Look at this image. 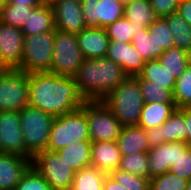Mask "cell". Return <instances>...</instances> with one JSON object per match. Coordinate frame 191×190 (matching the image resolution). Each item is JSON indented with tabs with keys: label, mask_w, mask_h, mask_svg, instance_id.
Returning <instances> with one entry per match:
<instances>
[{
	"label": "cell",
	"mask_w": 191,
	"mask_h": 190,
	"mask_svg": "<svg viewBox=\"0 0 191 190\" xmlns=\"http://www.w3.org/2000/svg\"><path fill=\"white\" fill-rule=\"evenodd\" d=\"M91 144V140H76L56 152L76 173L82 168L91 166Z\"/></svg>",
	"instance_id": "44dd1931"
},
{
	"label": "cell",
	"mask_w": 191,
	"mask_h": 190,
	"mask_svg": "<svg viewBox=\"0 0 191 190\" xmlns=\"http://www.w3.org/2000/svg\"><path fill=\"white\" fill-rule=\"evenodd\" d=\"M162 144L167 142H186L187 130L184 120V109L177 108L161 125Z\"/></svg>",
	"instance_id": "d4e9b609"
},
{
	"label": "cell",
	"mask_w": 191,
	"mask_h": 190,
	"mask_svg": "<svg viewBox=\"0 0 191 190\" xmlns=\"http://www.w3.org/2000/svg\"><path fill=\"white\" fill-rule=\"evenodd\" d=\"M184 109V120L187 130V144L191 146V108L185 106Z\"/></svg>",
	"instance_id": "f6af8a7d"
},
{
	"label": "cell",
	"mask_w": 191,
	"mask_h": 190,
	"mask_svg": "<svg viewBox=\"0 0 191 190\" xmlns=\"http://www.w3.org/2000/svg\"><path fill=\"white\" fill-rule=\"evenodd\" d=\"M103 190H127V189L122 185L118 184L109 174H107L103 182Z\"/></svg>",
	"instance_id": "ee69618b"
},
{
	"label": "cell",
	"mask_w": 191,
	"mask_h": 190,
	"mask_svg": "<svg viewBox=\"0 0 191 190\" xmlns=\"http://www.w3.org/2000/svg\"><path fill=\"white\" fill-rule=\"evenodd\" d=\"M32 166V158L0 153V190H14Z\"/></svg>",
	"instance_id": "9a60e30c"
},
{
	"label": "cell",
	"mask_w": 191,
	"mask_h": 190,
	"mask_svg": "<svg viewBox=\"0 0 191 190\" xmlns=\"http://www.w3.org/2000/svg\"><path fill=\"white\" fill-rule=\"evenodd\" d=\"M23 46L22 29L0 21V62L5 69L20 68Z\"/></svg>",
	"instance_id": "4fadbf2b"
},
{
	"label": "cell",
	"mask_w": 191,
	"mask_h": 190,
	"mask_svg": "<svg viewBox=\"0 0 191 190\" xmlns=\"http://www.w3.org/2000/svg\"><path fill=\"white\" fill-rule=\"evenodd\" d=\"M139 75L143 79L151 80L154 84L163 85V88L174 91L176 79L161 66L158 60L147 61Z\"/></svg>",
	"instance_id": "f1b7e54d"
},
{
	"label": "cell",
	"mask_w": 191,
	"mask_h": 190,
	"mask_svg": "<svg viewBox=\"0 0 191 190\" xmlns=\"http://www.w3.org/2000/svg\"><path fill=\"white\" fill-rule=\"evenodd\" d=\"M85 101L73 77L51 72L29 74V105L43 112L57 117L81 108Z\"/></svg>",
	"instance_id": "6da1fadb"
},
{
	"label": "cell",
	"mask_w": 191,
	"mask_h": 190,
	"mask_svg": "<svg viewBox=\"0 0 191 190\" xmlns=\"http://www.w3.org/2000/svg\"><path fill=\"white\" fill-rule=\"evenodd\" d=\"M147 153L150 178L164 174L178 159L179 142H167L151 147Z\"/></svg>",
	"instance_id": "ac0fdd59"
},
{
	"label": "cell",
	"mask_w": 191,
	"mask_h": 190,
	"mask_svg": "<svg viewBox=\"0 0 191 190\" xmlns=\"http://www.w3.org/2000/svg\"><path fill=\"white\" fill-rule=\"evenodd\" d=\"M7 4L28 5L29 7H37L40 5L38 0H6Z\"/></svg>",
	"instance_id": "bcb514c9"
},
{
	"label": "cell",
	"mask_w": 191,
	"mask_h": 190,
	"mask_svg": "<svg viewBox=\"0 0 191 190\" xmlns=\"http://www.w3.org/2000/svg\"><path fill=\"white\" fill-rule=\"evenodd\" d=\"M150 3L157 17H165L177 12L180 0H150Z\"/></svg>",
	"instance_id": "60d3db41"
},
{
	"label": "cell",
	"mask_w": 191,
	"mask_h": 190,
	"mask_svg": "<svg viewBox=\"0 0 191 190\" xmlns=\"http://www.w3.org/2000/svg\"><path fill=\"white\" fill-rule=\"evenodd\" d=\"M3 69L5 68L1 65V62H0V71H2Z\"/></svg>",
	"instance_id": "816d5d0a"
},
{
	"label": "cell",
	"mask_w": 191,
	"mask_h": 190,
	"mask_svg": "<svg viewBox=\"0 0 191 190\" xmlns=\"http://www.w3.org/2000/svg\"><path fill=\"white\" fill-rule=\"evenodd\" d=\"M173 97L176 108H182L191 103V62L184 73L176 79Z\"/></svg>",
	"instance_id": "d590c367"
},
{
	"label": "cell",
	"mask_w": 191,
	"mask_h": 190,
	"mask_svg": "<svg viewBox=\"0 0 191 190\" xmlns=\"http://www.w3.org/2000/svg\"><path fill=\"white\" fill-rule=\"evenodd\" d=\"M19 114L26 153L33 158L38 152L47 149L50 130L56 117L31 105L24 107Z\"/></svg>",
	"instance_id": "277c9868"
},
{
	"label": "cell",
	"mask_w": 191,
	"mask_h": 190,
	"mask_svg": "<svg viewBox=\"0 0 191 190\" xmlns=\"http://www.w3.org/2000/svg\"><path fill=\"white\" fill-rule=\"evenodd\" d=\"M163 18L166 20L173 36L174 46L191 54V26L178 12H174Z\"/></svg>",
	"instance_id": "4316f807"
},
{
	"label": "cell",
	"mask_w": 191,
	"mask_h": 190,
	"mask_svg": "<svg viewBox=\"0 0 191 190\" xmlns=\"http://www.w3.org/2000/svg\"><path fill=\"white\" fill-rule=\"evenodd\" d=\"M132 45L145 62L157 60V46L148 28L140 29L132 36Z\"/></svg>",
	"instance_id": "e575fe53"
},
{
	"label": "cell",
	"mask_w": 191,
	"mask_h": 190,
	"mask_svg": "<svg viewBox=\"0 0 191 190\" xmlns=\"http://www.w3.org/2000/svg\"><path fill=\"white\" fill-rule=\"evenodd\" d=\"M188 180L167 171L150 178L149 190H186Z\"/></svg>",
	"instance_id": "8d00e7d4"
},
{
	"label": "cell",
	"mask_w": 191,
	"mask_h": 190,
	"mask_svg": "<svg viewBox=\"0 0 191 190\" xmlns=\"http://www.w3.org/2000/svg\"><path fill=\"white\" fill-rule=\"evenodd\" d=\"M81 7L87 27L106 28L124 17L125 6L117 0H81Z\"/></svg>",
	"instance_id": "8fae6325"
},
{
	"label": "cell",
	"mask_w": 191,
	"mask_h": 190,
	"mask_svg": "<svg viewBox=\"0 0 191 190\" xmlns=\"http://www.w3.org/2000/svg\"><path fill=\"white\" fill-rule=\"evenodd\" d=\"M83 60L76 33L56 30L51 73L73 77Z\"/></svg>",
	"instance_id": "9c48e42d"
},
{
	"label": "cell",
	"mask_w": 191,
	"mask_h": 190,
	"mask_svg": "<svg viewBox=\"0 0 191 190\" xmlns=\"http://www.w3.org/2000/svg\"><path fill=\"white\" fill-rule=\"evenodd\" d=\"M161 137V126L152 129H146V139L149 148L162 144Z\"/></svg>",
	"instance_id": "b9f144b4"
},
{
	"label": "cell",
	"mask_w": 191,
	"mask_h": 190,
	"mask_svg": "<svg viewBox=\"0 0 191 190\" xmlns=\"http://www.w3.org/2000/svg\"><path fill=\"white\" fill-rule=\"evenodd\" d=\"M119 1L121 4H123L124 6L131 3L133 0H117Z\"/></svg>",
	"instance_id": "c3c4849f"
},
{
	"label": "cell",
	"mask_w": 191,
	"mask_h": 190,
	"mask_svg": "<svg viewBox=\"0 0 191 190\" xmlns=\"http://www.w3.org/2000/svg\"><path fill=\"white\" fill-rule=\"evenodd\" d=\"M169 171L185 180L191 179V146L186 142H179L178 159Z\"/></svg>",
	"instance_id": "f35d334b"
},
{
	"label": "cell",
	"mask_w": 191,
	"mask_h": 190,
	"mask_svg": "<svg viewBox=\"0 0 191 190\" xmlns=\"http://www.w3.org/2000/svg\"><path fill=\"white\" fill-rule=\"evenodd\" d=\"M177 12L191 26V0L181 1Z\"/></svg>",
	"instance_id": "7bdbcfd3"
},
{
	"label": "cell",
	"mask_w": 191,
	"mask_h": 190,
	"mask_svg": "<svg viewBox=\"0 0 191 190\" xmlns=\"http://www.w3.org/2000/svg\"><path fill=\"white\" fill-rule=\"evenodd\" d=\"M6 3V0H0V8Z\"/></svg>",
	"instance_id": "f907efd6"
},
{
	"label": "cell",
	"mask_w": 191,
	"mask_h": 190,
	"mask_svg": "<svg viewBox=\"0 0 191 190\" xmlns=\"http://www.w3.org/2000/svg\"><path fill=\"white\" fill-rule=\"evenodd\" d=\"M146 27H136L125 17L116 20L113 24L108 25L105 30L110 41L132 42V36Z\"/></svg>",
	"instance_id": "836d02e7"
},
{
	"label": "cell",
	"mask_w": 191,
	"mask_h": 190,
	"mask_svg": "<svg viewBox=\"0 0 191 190\" xmlns=\"http://www.w3.org/2000/svg\"><path fill=\"white\" fill-rule=\"evenodd\" d=\"M81 108L86 113L91 142L117 140L123 126L102 100H86Z\"/></svg>",
	"instance_id": "ba28073f"
},
{
	"label": "cell",
	"mask_w": 191,
	"mask_h": 190,
	"mask_svg": "<svg viewBox=\"0 0 191 190\" xmlns=\"http://www.w3.org/2000/svg\"><path fill=\"white\" fill-rule=\"evenodd\" d=\"M24 37L56 31L52 5L40 4L29 12L26 24L21 28Z\"/></svg>",
	"instance_id": "ffe728a7"
},
{
	"label": "cell",
	"mask_w": 191,
	"mask_h": 190,
	"mask_svg": "<svg viewBox=\"0 0 191 190\" xmlns=\"http://www.w3.org/2000/svg\"><path fill=\"white\" fill-rule=\"evenodd\" d=\"M76 36L84 59L104 58L107 56L110 40L105 28L86 27Z\"/></svg>",
	"instance_id": "e0dca14e"
},
{
	"label": "cell",
	"mask_w": 191,
	"mask_h": 190,
	"mask_svg": "<svg viewBox=\"0 0 191 190\" xmlns=\"http://www.w3.org/2000/svg\"><path fill=\"white\" fill-rule=\"evenodd\" d=\"M52 8L56 30L77 34L87 27L83 19L81 0H56Z\"/></svg>",
	"instance_id": "5bb4252c"
},
{
	"label": "cell",
	"mask_w": 191,
	"mask_h": 190,
	"mask_svg": "<svg viewBox=\"0 0 191 190\" xmlns=\"http://www.w3.org/2000/svg\"><path fill=\"white\" fill-rule=\"evenodd\" d=\"M106 57L120 65L130 77L138 75L146 63L138 54L132 42L110 41Z\"/></svg>",
	"instance_id": "2e32d148"
},
{
	"label": "cell",
	"mask_w": 191,
	"mask_h": 190,
	"mask_svg": "<svg viewBox=\"0 0 191 190\" xmlns=\"http://www.w3.org/2000/svg\"><path fill=\"white\" fill-rule=\"evenodd\" d=\"M124 17L136 27L148 28L158 18L150 0H133L125 5Z\"/></svg>",
	"instance_id": "cb8c5ba5"
},
{
	"label": "cell",
	"mask_w": 191,
	"mask_h": 190,
	"mask_svg": "<svg viewBox=\"0 0 191 190\" xmlns=\"http://www.w3.org/2000/svg\"><path fill=\"white\" fill-rule=\"evenodd\" d=\"M14 190H52L43 176L31 166Z\"/></svg>",
	"instance_id": "ab89813d"
},
{
	"label": "cell",
	"mask_w": 191,
	"mask_h": 190,
	"mask_svg": "<svg viewBox=\"0 0 191 190\" xmlns=\"http://www.w3.org/2000/svg\"><path fill=\"white\" fill-rule=\"evenodd\" d=\"M0 151L31 158L26 153L20 114L17 111H0Z\"/></svg>",
	"instance_id": "7c38bea8"
},
{
	"label": "cell",
	"mask_w": 191,
	"mask_h": 190,
	"mask_svg": "<svg viewBox=\"0 0 191 190\" xmlns=\"http://www.w3.org/2000/svg\"><path fill=\"white\" fill-rule=\"evenodd\" d=\"M127 78L123 68L107 57L84 59L73 75L85 100H102Z\"/></svg>",
	"instance_id": "7a4b0ae2"
},
{
	"label": "cell",
	"mask_w": 191,
	"mask_h": 190,
	"mask_svg": "<svg viewBox=\"0 0 191 190\" xmlns=\"http://www.w3.org/2000/svg\"><path fill=\"white\" fill-rule=\"evenodd\" d=\"M76 140H90L87 117L82 108L54 119L46 150L57 151Z\"/></svg>",
	"instance_id": "5b68a950"
},
{
	"label": "cell",
	"mask_w": 191,
	"mask_h": 190,
	"mask_svg": "<svg viewBox=\"0 0 191 190\" xmlns=\"http://www.w3.org/2000/svg\"><path fill=\"white\" fill-rule=\"evenodd\" d=\"M102 102L112 111L123 127L138 126L145 104L139 83L130 77L110 91Z\"/></svg>",
	"instance_id": "3957f363"
},
{
	"label": "cell",
	"mask_w": 191,
	"mask_h": 190,
	"mask_svg": "<svg viewBox=\"0 0 191 190\" xmlns=\"http://www.w3.org/2000/svg\"><path fill=\"white\" fill-rule=\"evenodd\" d=\"M157 60L161 66L170 72L171 76L177 79L184 73L185 68L191 62V54L173 46L165 50Z\"/></svg>",
	"instance_id": "484cf974"
},
{
	"label": "cell",
	"mask_w": 191,
	"mask_h": 190,
	"mask_svg": "<svg viewBox=\"0 0 191 190\" xmlns=\"http://www.w3.org/2000/svg\"><path fill=\"white\" fill-rule=\"evenodd\" d=\"M55 31L24 37L20 68L30 74L51 72Z\"/></svg>",
	"instance_id": "8992f818"
},
{
	"label": "cell",
	"mask_w": 191,
	"mask_h": 190,
	"mask_svg": "<svg viewBox=\"0 0 191 190\" xmlns=\"http://www.w3.org/2000/svg\"><path fill=\"white\" fill-rule=\"evenodd\" d=\"M90 156L91 166L107 174L117 169L121 160L117 141L92 142Z\"/></svg>",
	"instance_id": "d6986e66"
},
{
	"label": "cell",
	"mask_w": 191,
	"mask_h": 190,
	"mask_svg": "<svg viewBox=\"0 0 191 190\" xmlns=\"http://www.w3.org/2000/svg\"><path fill=\"white\" fill-rule=\"evenodd\" d=\"M134 77L139 83L145 103H175L173 92L171 90L163 88V85L154 84L151 80L143 79L139 74Z\"/></svg>",
	"instance_id": "f546056e"
},
{
	"label": "cell",
	"mask_w": 191,
	"mask_h": 190,
	"mask_svg": "<svg viewBox=\"0 0 191 190\" xmlns=\"http://www.w3.org/2000/svg\"><path fill=\"white\" fill-rule=\"evenodd\" d=\"M35 7L5 3L0 8V21L16 28H22L29 18V12Z\"/></svg>",
	"instance_id": "1f68e13d"
},
{
	"label": "cell",
	"mask_w": 191,
	"mask_h": 190,
	"mask_svg": "<svg viewBox=\"0 0 191 190\" xmlns=\"http://www.w3.org/2000/svg\"><path fill=\"white\" fill-rule=\"evenodd\" d=\"M150 37H153L157 46V59L165 50L174 46V39L163 17H158L154 23L148 27Z\"/></svg>",
	"instance_id": "4dcf8cb0"
},
{
	"label": "cell",
	"mask_w": 191,
	"mask_h": 190,
	"mask_svg": "<svg viewBox=\"0 0 191 190\" xmlns=\"http://www.w3.org/2000/svg\"><path fill=\"white\" fill-rule=\"evenodd\" d=\"M186 190H191V179L187 183V188Z\"/></svg>",
	"instance_id": "681fc988"
},
{
	"label": "cell",
	"mask_w": 191,
	"mask_h": 190,
	"mask_svg": "<svg viewBox=\"0 0 191 190\" xmlns=\"http://www.w3.org/2000/svg\"><path fill=\"white\" fill-rule=\"evenodd\" d=\"M40 4L52 5L56 0H38Z\"/></svg>",
	"instance_id": "7dc6e473"
},
{
	"label": "cell",
	"mask_w": 191,
	"mask_h": 190,
	"mask_svg": "<svg viewBox=\"0 0 191 190\" xmlns=\"http://www.w3.org/2000/svg\"><path fill=\"white\" fill-rule=\"evenodd\" d=\"M109 175L127 190H149L150 179L134 175L132 173L115 169Z\"/></svg>",
	"instance_id": "74e56055"
},
{
	"label": "cell",
	"mask_w": 191,
	"mask_h": 190,
	"mask_svg": "<svg viewBox=\"0 0 191 190\" xmlns=\"http://www.w3.org/2000/svg\"><path fill=\"white\" fill-rule=\"evenodd\" d=\"M32 166L43 176L52 190H70L75 172L56 151L38 152L32 158Z\"/></svg>",
	"instance_id": "30bf717a"
},
{
	"label": "cell",
	"mask_w": 191,
	"mask_h": 190,
	"mask_svg": "<svg viewBox=\"0 0 191 190\" xmlns=\"http://www.w3.org/2000/svg\"><path fill=\"white\" fill-rule=\"evenodd\" d=\"M118 169L150 179V172L148 168V153L134 152L127 156H121Z\"/></svg>",
	"instance_id": "d6a6232c"
},
{
	"label": "cell",
	"mask_w": 191,
	"mask_h": 190,
	"mask_svg": "<svg viewBox=\"0 0 191 190\" xmlns=\"http://www.w3.org/2000/svg\"><path fill=\"white\" fill-rule=\"evenodd\" d=\"M29 105V74L18 68L0 71V111L20 112Z\"/></svg>",
	"instance_id": "52a82bcc"
},
{
	"label": "cell",
	"mask_w": 191,
	"mask_h": 190,
	"mask_svg": "<svg viewBox=\"0 0 191 190\" xmlns=\"http://www.w3.org/2000/svg\"><path fill=\"white\" fill-rule=\"evenodd\" d=\"M175 103H145L139 119V127L152 129L161 126L176 110Z\"/></svg>",
	"instance_id": "603a6c76"
},
{
	"label": "cell",
	"mask_w": 191,
	"mask_h": 190,
	"mask_svg": "<svg viewBox=\"0 0 191 190\" xmlns=\"http://www.w3.org/2000/svg\"><path fill=\"white\" fill-rule=\"evenodd\" d=\"M116 141L121 156H127L134 152H147L150 149L146 139V129L139 126L122 127Z\"/></svg>",
	"instance_id": "7402d4cb"
},
{
	"label": "cell",
	"mask_w": 191,
	"mask_h": 190,
	"mask_svg": "<svg viewBox=\"0 0 191 190\" xmlns=\"http://www.w3.org/2000/svg\"><path fill=\"white\" fill-rule=\"evenodd\" d=\"M107 173L94 166L82 168L74 174L70 190H103V182Z\"/></svg>",
	"instance_id": "83f0119b"
}]
</instances>
